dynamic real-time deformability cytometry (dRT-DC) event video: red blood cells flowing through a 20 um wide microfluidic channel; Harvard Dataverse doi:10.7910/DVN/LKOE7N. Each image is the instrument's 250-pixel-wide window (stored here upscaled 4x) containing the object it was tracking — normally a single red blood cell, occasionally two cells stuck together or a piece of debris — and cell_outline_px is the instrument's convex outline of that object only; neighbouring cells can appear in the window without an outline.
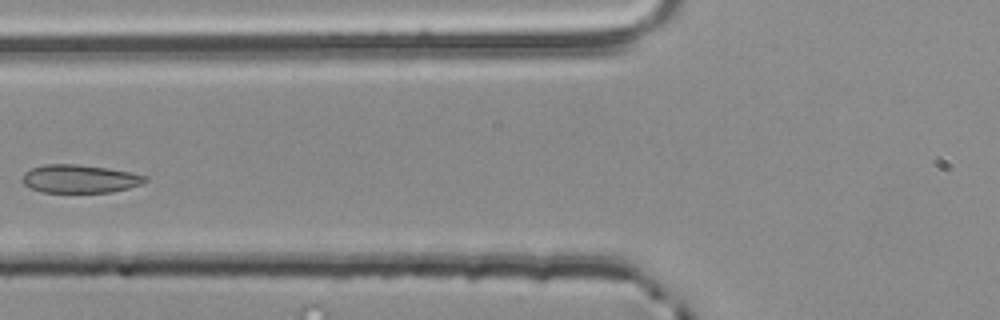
{"species": "common noctule bat (a hibernating species)", "species_latin": "Nyctalus noctula", "temperature_condition": "room temperature", "stored_images_in_passage": 3, "camera_frame_rate_fps": 3000, "um_per_image_px": 0.085, "animal": {"sex": "male", "body_mass_g": 20.4}, "frame": {"image": 1, "passage_image": 3, "time_ms": 0.667, "image_size_px": [1000, 320], "cell_outline_px": [[148, 180], [140, 184], [128, 188], [112, 192], [40, 192], [24, 184], [20, 180], [24, 172], [32, 168], [44, 164], [76, 164], [108, 168], [132, 172], [148, 176]], "centroid_in_image_um": [6.77, 15.19], "position_along_channel_um": 119.0, "area_um2": 20.29}}